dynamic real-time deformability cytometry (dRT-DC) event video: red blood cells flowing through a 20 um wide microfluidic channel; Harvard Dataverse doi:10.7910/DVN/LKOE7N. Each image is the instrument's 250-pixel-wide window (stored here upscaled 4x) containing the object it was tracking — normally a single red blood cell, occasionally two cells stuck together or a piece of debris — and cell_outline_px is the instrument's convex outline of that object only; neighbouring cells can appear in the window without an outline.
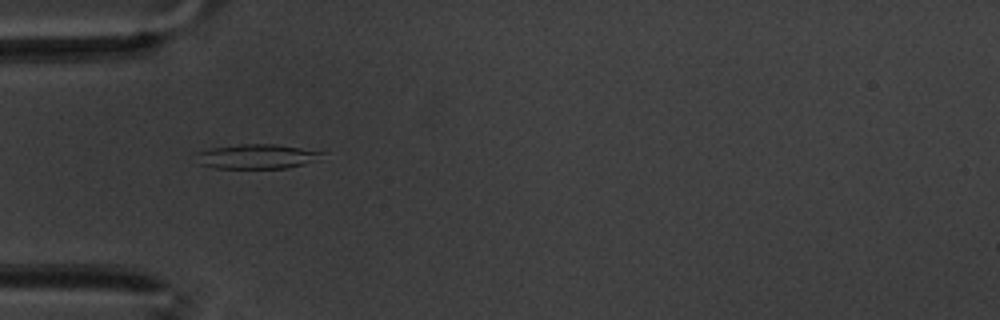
{"species": "common noctule bat (a hibernating species)", "species_latin": "Nyctalus noctula", "temperature_condition": "warm", "stored_images_in_passage": 42, "camera_frame_rate_fps": 3000, "um_per_image_px": 0.085, "animal": {"sex": "male", "body_mass_g": 20.1, "forearm_length_mm": 53.5}, "frame": {"image": 1, "passage_image": 1, "time_ms": 0.0, "image_size_px": [1000, 320], "cell_outline_px": [[324, 152], [312, 160], [304, 164], [288, 168], [212, 168], [200, 164], [192, 152], [212, 148], [240, 144], [276, 144]], "centroid_in_image_um": [21.7, 13.3], "position_along_channel_um": 63.3, "area_um2": 17.86}}
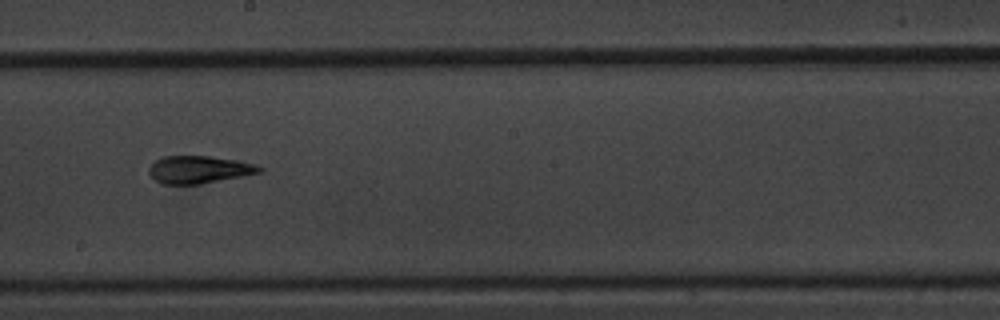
{"frame": {"image": 2, "passage_image": 16, "time_ms": 5.0, "image_size_px": [1000, 320], "cell_outline_px": [[264, 168], [260, 172], [200, 184], [164, 184], [156, 180], [148, 172], [148, 168], [156, 160], [164, 156], [208, 156], [236, 160], [256, 164]], "centroid_in_image_um": [16.9, 14.41], "position_along_channel_um": 231.3, "area_um2": 17.46}}
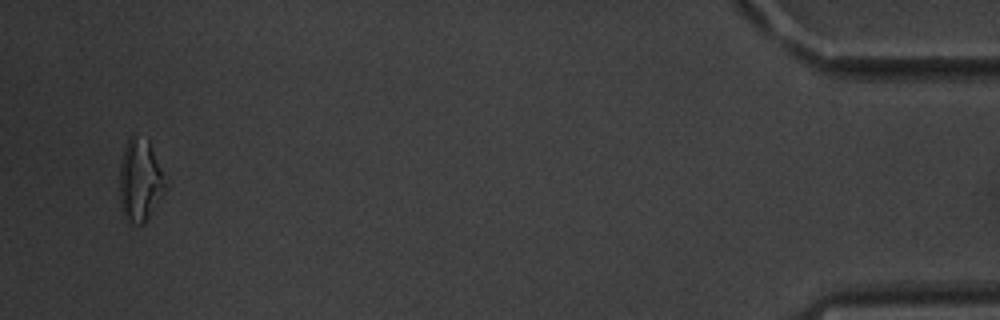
{"frame": {"image": 3, "passage_image": 40, "time_ms": 13.0, "image_size_px": [1000, 320], "cell_outline_px": [[168, 188], [144, 224], [132, 224], [124, 216], [120, 208], [120, 164], [124, 148], [128, 136], [132, 132], [148, 140], [160, 168]], "centroid_in_image_um": [11.89, 15.33], "position_along_channel_um": 423.3, "area_um2": 22.14}, "authors_computed_cell_mechanics": {"area_um2": 17.8891, "velocity_mm_per_s": 3.3893, "shape_relaxation_time_tau1_ms": null, "shape_relaxation_time_tau2_ms": 3.3545, "deformation_change_tau1": null, "deformation_change_tau2": 0.1168}}